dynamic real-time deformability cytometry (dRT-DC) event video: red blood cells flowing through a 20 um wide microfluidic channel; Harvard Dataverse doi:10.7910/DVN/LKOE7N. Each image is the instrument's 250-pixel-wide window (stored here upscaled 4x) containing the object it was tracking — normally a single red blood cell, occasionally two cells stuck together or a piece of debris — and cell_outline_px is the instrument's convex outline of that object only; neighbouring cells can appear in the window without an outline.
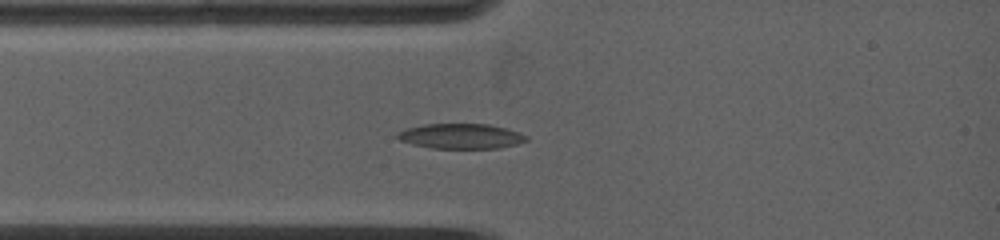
{"species": "common noctule bat (a hibernating species)", "species_latin": "Nyctalus noctula", "temperature_condition": "warm", "stored_images_in_passage": 4, "camera_frame_rate_fps": 5000, "um_per_image_px": 0.085, "animal": {"sex": "female", "body_mass_g": 19.0, "forearm_length_mm": 53.3}, "frame": {"image": 1, "passage_image": 1, "time_ms": 0.0, "image_size_px": [1000, 240], "cell_outline_px": [[528, 140], [516, 144], [500, 148], [432, 148], [412, 144], [400, 140], [396, 136], [396, 132], [408, 128], [424, 124], [488, 124], [520, 132], [528, 136]], "centroid_in_image_um": [39.18, 11.57], "position_along_channel_um": 45.8, "area_um2": 18.79}}
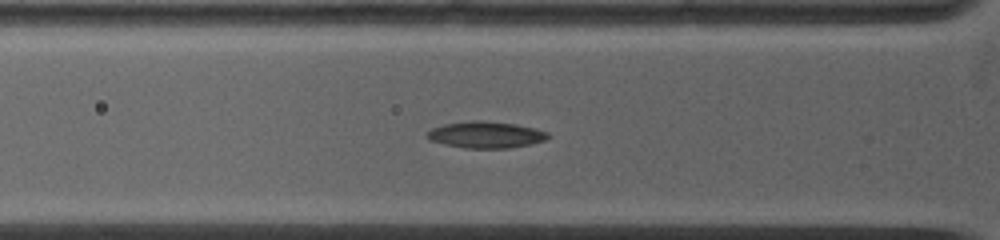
{"frame": {"image": 2, "passage_image": 3, "time_ms": 1.0, "image_size_px": [1000, 240], "cell_outline_px": [[548, 136], [544, 140], [532, 144], [508, 148], [464, 148], [444, 144], [428, 140], [424, 136], [432, 128], [444, 124], [472, 120], [484, 120], [516, 124], [536, 128], [548, 132]], "centroid_in_image_um": [41.27, 11.45], "position_along_channel_um": 84.5, "area_um2": 18.84}}